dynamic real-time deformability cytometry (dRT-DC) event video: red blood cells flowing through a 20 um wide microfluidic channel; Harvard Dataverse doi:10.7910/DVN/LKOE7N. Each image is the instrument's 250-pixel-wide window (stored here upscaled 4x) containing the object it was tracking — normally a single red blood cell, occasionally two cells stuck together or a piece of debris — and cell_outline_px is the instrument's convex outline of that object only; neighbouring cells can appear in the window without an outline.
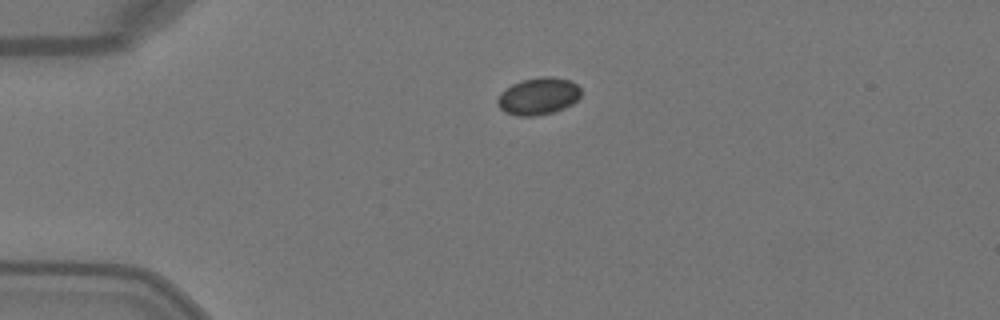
{"species": "Egyptian fruit bat (a non-hibernating species)", "species_latin": "Rousettus aegyptiacus", "temperature_condition": "warm", "stored_images_in_passage": 39, "camera_frame_rate_fps": 3000, "um_per_image_px": 0.085, "animal": {"sex": "female"}, "frame": {"image": 1, "passage_image": 1, "time_ms": 0.0, "image_size_px": [1000, 320], "cell_outline_px": [[580, 96], [572, 104], [556, 112], [532, 116], [516, 116], [504, 112], [496, 104], [496, 100], [500, 92], [512, 84], [524, 80], [540, 76], [552, 76], [572, 80], [580, 88]], "centroid_in_image_um": [45.74, 8.18], "position_along_channel_um": 39.3, "area_um2": 18.32}}
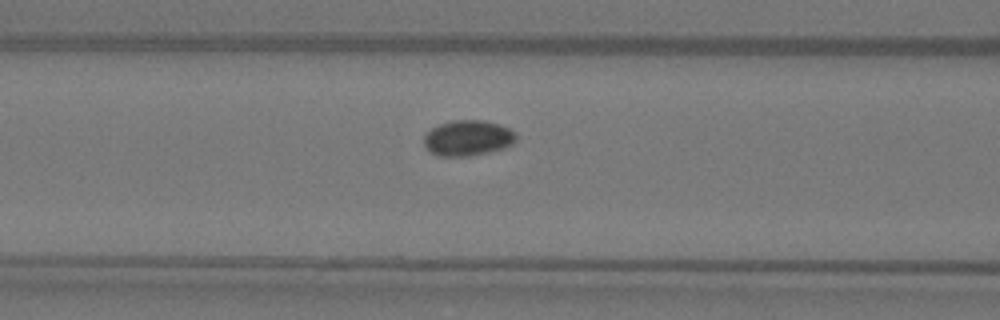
{"frame": {"image": 2, "passage_image": 10, "time_ms": 3.0, "image_size_px": [1000, 320], "cell_outline_px": [[516, 140], [512, 144], [504, 148], [488, 152], [468, 156], [440, 156], [432, 152], [424, 144], [424, 136], [432, 128], [440, 124], [452, 120], [484, 120], [500, 124], [516, 132]], "centroid_in_image_um": [39.8, 11.72], "position_along_channel_um": 126.8, "area_um2": 19.02}}
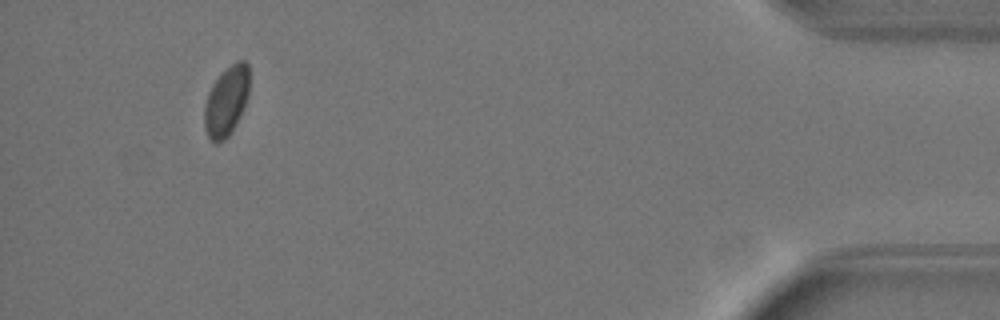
{"frame": {"image": 3, "passage_image": 36, "time_ms": 11.667, "image_size_px": [1000, 320], "cell_outline_px": [[248, 96], [244, 108], [232, 132], [224, 140], [216, 144], [208, 136], [204, 128], [204, 104], [208, 92], [212, 84], [236, 60], [244, 60], [248, 64]], "centroid_in_image_um": [19.23, 8.63], "position_along_channel_um": 416.0, "area_um2": 18.21}}